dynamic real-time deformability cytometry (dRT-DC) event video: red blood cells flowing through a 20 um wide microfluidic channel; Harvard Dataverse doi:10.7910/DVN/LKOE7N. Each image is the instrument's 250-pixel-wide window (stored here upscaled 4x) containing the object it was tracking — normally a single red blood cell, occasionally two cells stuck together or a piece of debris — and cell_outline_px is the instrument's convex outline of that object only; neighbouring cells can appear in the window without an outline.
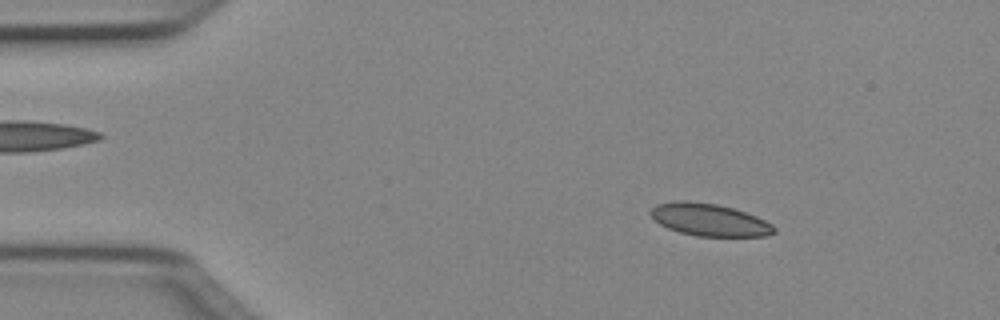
{"species": "Egyptian fruit bat (a non-hibernating species)", "species_latin": "Rousettus aegyptiacus", "temperature_condition": "cold", "stored_images_in_passage": 50, "camera_frame_rate_fps": 3000, "um_per_image_px": 0.085, "animal": {"sex": "female"}, "frame": {"image": 1, "passage_image": 7, "time_ms": 2.0, "image_size_px": [1000, 320], "cell_outline_px": [[776, 232], [768, 236], [696, 236], [680, 232], [668, 228], [660, 224], [648, 212], [656, 204], [676, 200], [688, 200], [716, 204], [732, 208], [756, 216], [772, 224], [776, 228]], "centroid_in_image_um": [60.29, 18.68], "position_along_channel_um": 24.7, "area_um2": 23.29}}
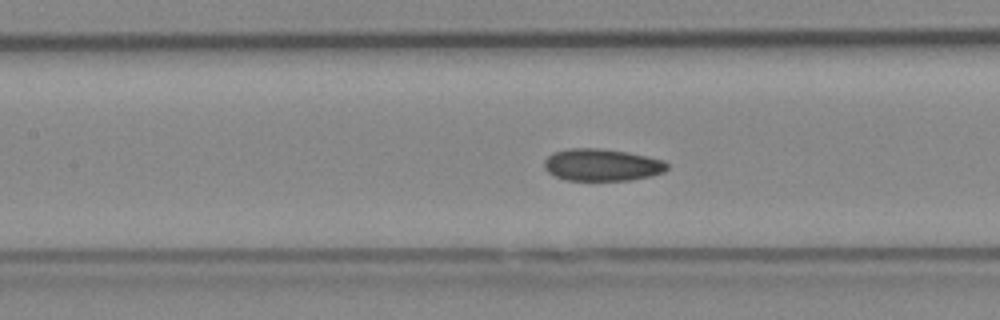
{"frame": {"image": 2, "passage_image": 22, "time_ms": 7.0, "image_size_px": [1000, 320], "cell_outline_px": [[668, 168], [664, 172], [652, 176], [632, 180], [564, 180], [548, 172], [544, 168], [544, 160], [552, 152], [568, 148], [600, 148], [628, 152], [664, 160], [668, 164]], "centroid_in_image_um": [51.16, 14.01], "position_along_channel_um": 156.2, "area_um2": 23.24}}
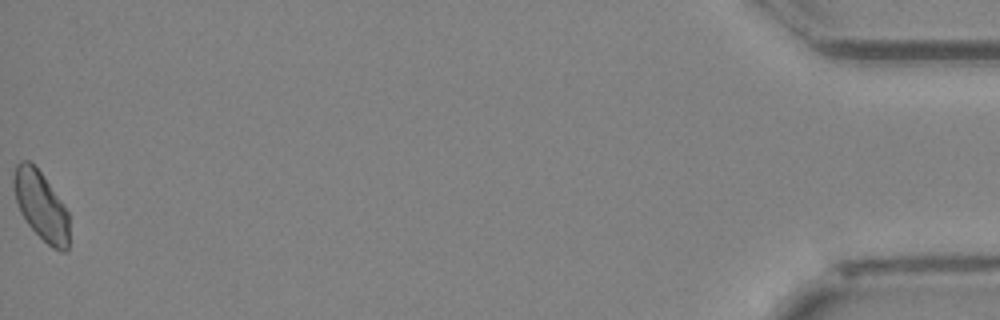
{"frame": {"image": 3, "passage_image": 50, "time_ms": 16.333, "image_size_px": [1000, 320], "cell_outline_px": [[68, 248], [64, 252], [60, 252], [52, 248], [28, 224], [20, 212], [16, 200], [12, 184], [12, 176], [16, 164], [20, 160], [28, 160], [40, 172], [60, 200], [68, 212]], "centroid_in_image_um": [3.45, 17.48], "position_along_channel_um": 431.7, "area_um2": 21.96}, "authors_computed_cell_mechanics": {"area_um2": 23.0622, "velocity_mm_per_s": 4.0169, "shape_relaxation_time_tau1_ms": null, "shape_relaxation_time_tau2_ms": 5.0309, "deformation_change_tau1": null, "deformation_change_tau2": 0.0942}}